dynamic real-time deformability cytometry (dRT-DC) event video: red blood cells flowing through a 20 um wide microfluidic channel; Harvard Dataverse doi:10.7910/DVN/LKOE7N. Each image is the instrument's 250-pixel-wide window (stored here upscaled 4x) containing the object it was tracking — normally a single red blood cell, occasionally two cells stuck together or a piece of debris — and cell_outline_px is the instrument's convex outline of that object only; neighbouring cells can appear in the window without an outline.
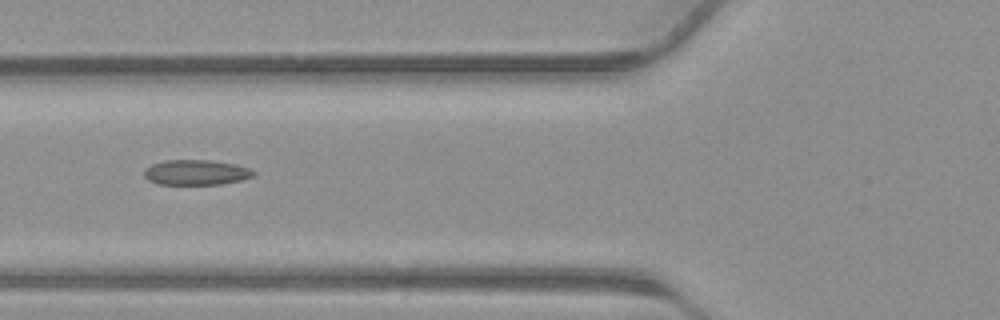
{"species": "common noctule bat (a hibernating species)", "species_latin": "Nyctalus noctula", "temperature_condition": "warm", "stored_images_in_passage": 11, "camera_frame_rate_fps": 3000, "um_per_image_px": 0.085, "animal": {"sex": "male", "body_mass_g": 23.1, "forearm_length_mm": 52.7}, "frame": {"image": 1, "passage_image": 4, "time_ms": 1.0, "image_size_px": [1000, 320], "cell_outline_px": [[256, 172], [252, 176], [244, 180], [220, 184], [156, 184], [148, 180], [144, 176], [144, 168], [152, 164], [164, 160], [212, 160], [236, 164], [248, 168]], "centroid_in_image_um": [16.65, 14.65], "position_along_channel_um": 109.1, "area_um2": 16.18}}